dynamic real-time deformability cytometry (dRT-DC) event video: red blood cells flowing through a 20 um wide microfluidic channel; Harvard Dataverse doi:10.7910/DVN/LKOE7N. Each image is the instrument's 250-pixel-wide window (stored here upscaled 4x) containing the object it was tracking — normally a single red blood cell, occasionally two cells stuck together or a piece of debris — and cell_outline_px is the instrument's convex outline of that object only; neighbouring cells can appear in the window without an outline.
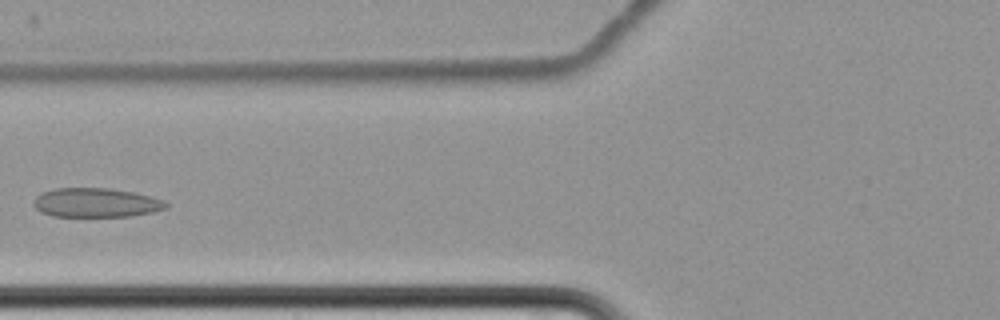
{"species": "common noctule bat (a hibernating species)", "species_latin": "Nyctalus noctula", "temperature_condition": "cold", "stored_images_in_passage": 9, "camera_frame_rate_fps": 3000, "um_per_image_px": 0.085, "animal": {"sex": "female", "body_mass_g": 22.7, "forearm_length_mm": 54.2}, "frame": {"image": 1, "passage_image": 7, "time_ms": 7.333, "image_size_px": [1000, 320], "cell_outline_px": [[168, 204], [164, 208], [152, 212], [128, 216], [52, 216], [40, 212], [32, 204], [32, 200], [40, 192], [56, 188], [108, 188], [132, 192], [164, 200]], "centroid_in_image_um": [8.08, 17.22], "position_along_channel_um": 117.7, "area_um2": 22.43}}
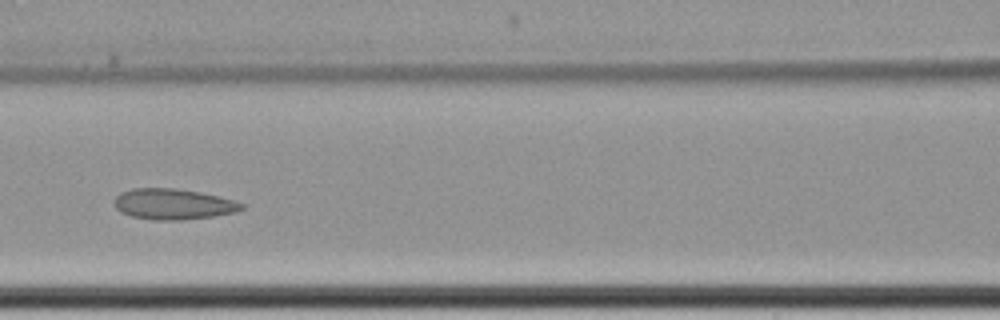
{"frame": {"image": 2, "passage_image": 8, "time_ms": 8.333, "image_size_px": [1000, 320], "cell_outline_px": [[244, 208], [236, 212], [216, 216], [180, 220], [152, 220], [132, 216], [120, 212], [112, 204], [112, 200], [120, 192], [132, 188], [176, 188], [200, 192], [236, 200], [244, 204]], "centroid_in_image_um": [14.7, 17.35], "position_along_channel_um": 151.9, "area_um2": 23.18}}
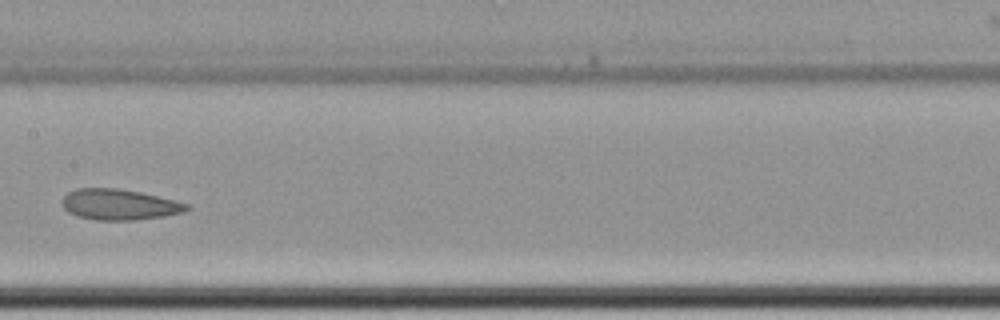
{"frame": {"image": 3, "passage_image": 9, "time_ms": 9.667, "image_size_px": [1000, 320], "cell_outline_px": [[192, 208], [184, 212], [164, 216], [136, 220], [96, 220], [76, 216], [68, 212], [60, 204], [60, 200], [68, 192], [76, 188], [116, 188], [140, 192], [188, 204]], "centroid_in_image_um": [10.09, 17.39], "position_along_channel_um": 197.3, "area_um2": 22.43}}